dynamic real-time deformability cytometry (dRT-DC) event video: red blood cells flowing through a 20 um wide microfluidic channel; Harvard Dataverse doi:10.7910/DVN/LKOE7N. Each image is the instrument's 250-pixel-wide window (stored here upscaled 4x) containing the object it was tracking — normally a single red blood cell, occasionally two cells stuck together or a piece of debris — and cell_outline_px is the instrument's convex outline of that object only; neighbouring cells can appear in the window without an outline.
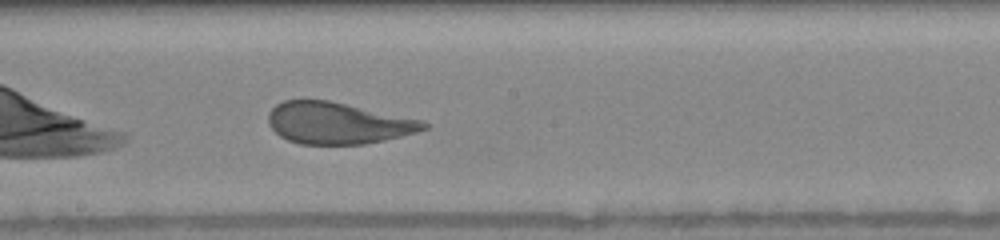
{"species": "human", "species_latin": "Homo sapiens", "temperature_condition": "warm", "stored_images_in_passage": 17, "camera_frame_rate_fps": 3000, "um_per_image_px": 0.085, "donor": {"sex": "female"}, "frame": {"image": 1, "passage_image": 17, "time_ms": 9.333, "image_size_px": [1000, 240], "cell_outline_px": [[428, 128], [416, 132], [384, 140], [364, 144], [300, 144], [288, 140], [280, 136], [268, 124], [268, 112], [276, 104], [284, 100], [328, 100], [424, 120], [428, 124]], "centroid_in_image_um": [28.7, 10.46], "position_along_channel_um": 219.5, "area_um2": 37.63}}